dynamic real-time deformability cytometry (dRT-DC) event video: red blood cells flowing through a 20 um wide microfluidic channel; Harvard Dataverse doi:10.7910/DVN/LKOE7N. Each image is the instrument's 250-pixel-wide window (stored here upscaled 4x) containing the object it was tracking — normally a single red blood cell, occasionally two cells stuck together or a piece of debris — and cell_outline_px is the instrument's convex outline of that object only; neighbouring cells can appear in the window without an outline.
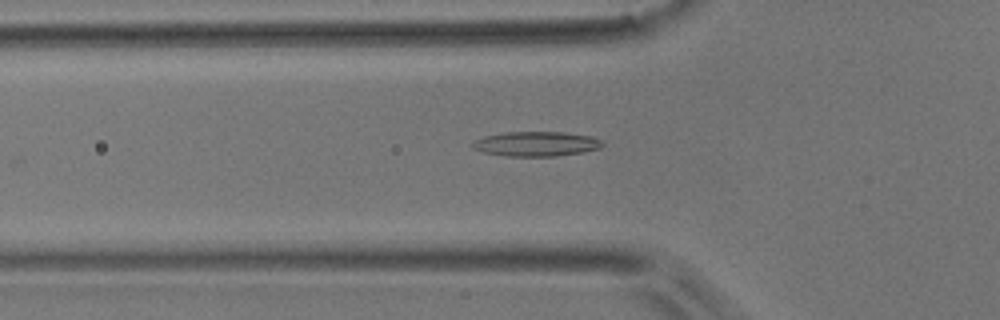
{"species": "common noctule bat (a hibernating species)", "species_latin": "Nyctalus noctula", "temperature_condition": "room temperature", "stored_images_in_passage": 39, "camera_frame_rate_fps": 3000, "um_per_image_px": 0.085, "animal": {"sex": "male", "body_mass_g": 17.9}, "frame": {"image": 1, "passage_image": 5, "time_ms": 1.333, "image_size_px": [1000, 320], "cell_outline_px": [[604, 144], [600, 148], [580, 152], [556, 156], [508, 156], [484, 152], [472, 148], [468, 144], [484, 136], [504, 132], [564, 132], [592, 136], [600, 140]], "centroid_in_image_um": [45.54, 12.22], "position_along_channel_um": 80.3, "area_um2": 18.67}}
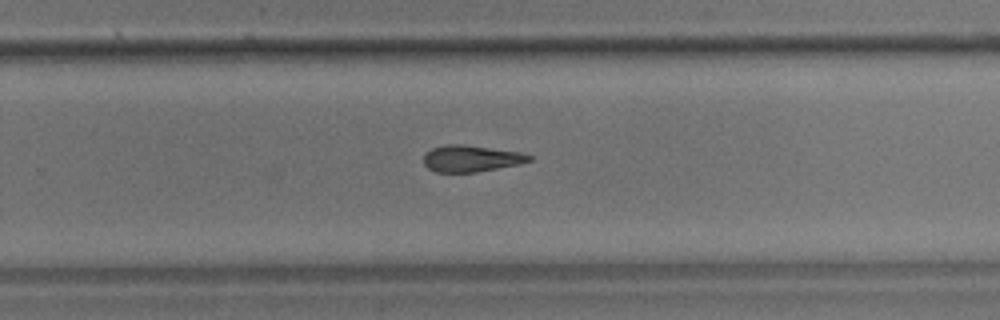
{"frame": {"image": 2, "passage_image": 21, "time_ms": 6.667, "image_size_px": [1000, 320], "cell_outline_px": [[532, 160], [520, 164], [476, 172], [436, 172], [428, 168], [424, 164], [424, 156], [432, 148], [444, 144], [460, 144], [520, 152], [532, 156]], "centroid_in_image_um": [40.04, 13.47], "position_along_channel_um": 289.8, "area_um2": 16.18}}
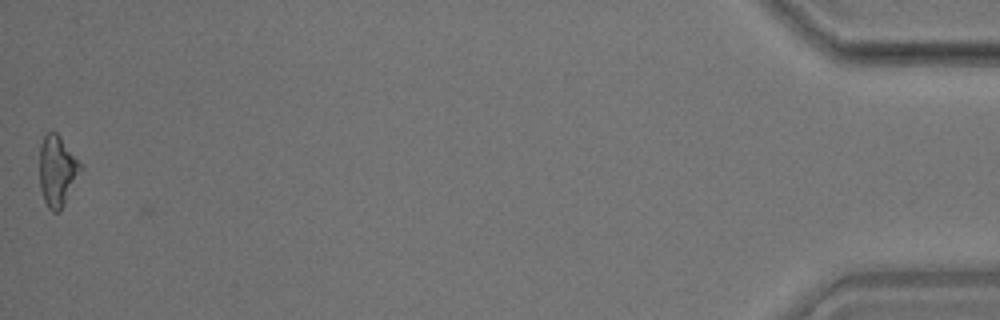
{"frame": {"image": 3, "passage_image": 39, "time_ms": 12.667, "image_size_px": [1000, 320], "cell_outline_px": [[80, 168], [64, 204], [60, 212], [52, 212], [48, 208], [44, 200], [40, 188], [40, 144], [44, 136], [48, 132], [56, 132], [60, 136], [80, 164]], "centroid_in_image_um": [4.81, 14.53], "position_along_channel_um": 430.4, "area_um2": 16.24}, "authors_computed_cell_mechanics": {"area_um2": 16.8198, "velocity_mm_per_s": 3.9196, "shape_relaxation_time_tau1_ms": 8.6034, "shape_relaxation_time_tau2_ms": 5.6089, "deformation_change_tau1": 0.2161, "deformation_change_tau2": 0.183}}